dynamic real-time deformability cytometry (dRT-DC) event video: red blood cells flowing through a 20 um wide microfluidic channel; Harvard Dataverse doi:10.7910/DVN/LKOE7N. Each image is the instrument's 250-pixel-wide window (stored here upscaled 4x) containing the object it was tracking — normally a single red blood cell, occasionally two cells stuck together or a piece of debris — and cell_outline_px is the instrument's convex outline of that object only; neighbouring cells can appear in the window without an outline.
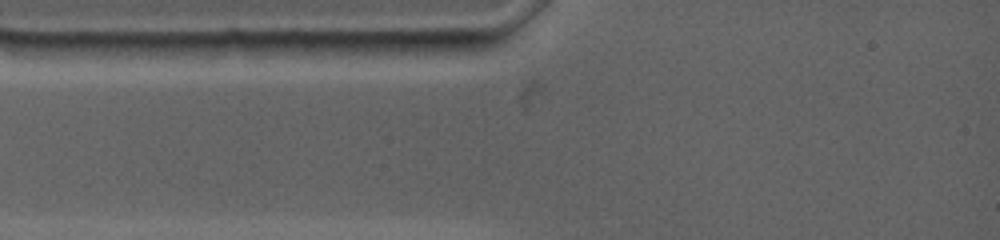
{"species": "common noctule bat (a hibernating species)", "species_latin": "Nyctalus noctula", "temperature_condition": "warm", "stored_images_in_passage": 2, "camera_frame_rate_fps": 4500, "um_per_image_px": 0.085, "animal": {"sex": "female", "body_mass_g": 19.0, "forearm_length_mm": 53.3}, "frame": {"image": 1, "passage_image": 1, "time_ms": 0.0, "image_size_px": [1000, 240], "cell_outline_px": [[488, 44], [480, 48], [456, 56], [420, 60], [416, 60], [396, 52], [388, 40], [488, 40]], "centroid_in_image_um": [37.01, 4.08], "position_along_channel_um": 48.0, "area_um2": 10.35}}